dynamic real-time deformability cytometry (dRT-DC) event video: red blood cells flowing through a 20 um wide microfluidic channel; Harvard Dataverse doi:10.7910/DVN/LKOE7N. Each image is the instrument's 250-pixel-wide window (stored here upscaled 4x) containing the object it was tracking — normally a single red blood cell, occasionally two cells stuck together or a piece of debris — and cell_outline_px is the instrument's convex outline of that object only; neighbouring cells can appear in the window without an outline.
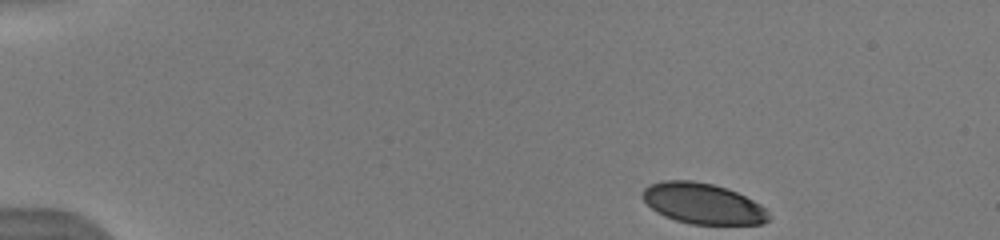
{"species": "human", "species_latin": "Homo sapiens", "temperature_condition": "warm", "stored_images_in_passage": 45, "camera_frame_rate_fps": 3000, "um_per_image_px": 0.085, "donor": {"sex": "male"}, "frame": {"image": 1, "passage_image": 1, "time_ms": 0.0, "image_size_px": [1000, 240], "cell_outline_px": [[768, 220], [764, 224], [692, 224], [676, 220], [664, 216], [656, 212], [640, 196], [640, 192], [644, 188], [652, 184], [664, 180], [692, 180], [712, 184], [728, 188], [760, 204], [768, 212]], "centroid_in_image_um": [59.71, 17.3], "position_along_channel_um": 25.3, "area_um2": 29.88}}
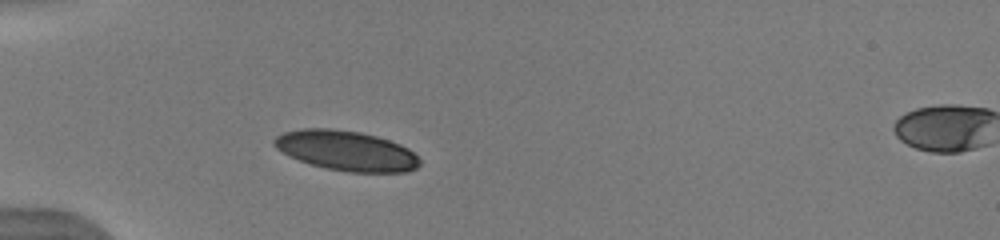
{"frame": {"image": 2, "passage_image": 10, "time_ms": 3.0, "image_size_px": [1000, 240], "cell_outline_px": [[420, 164], [416, 168], [404, 172], [348, 172], [328, 168], [312, 164], [300, 160], [276, 148], [272, 144], [272, 140], [276, 136], [284, 132], [300, 128], [332, 128], [360, 132], [376, 136], [400, 144], [408, 148], [420, 160]], "centroid_in_image_um": [29.43, 12.79], "position_along_channel_um": 55.6, "area_um2": 33.64}}
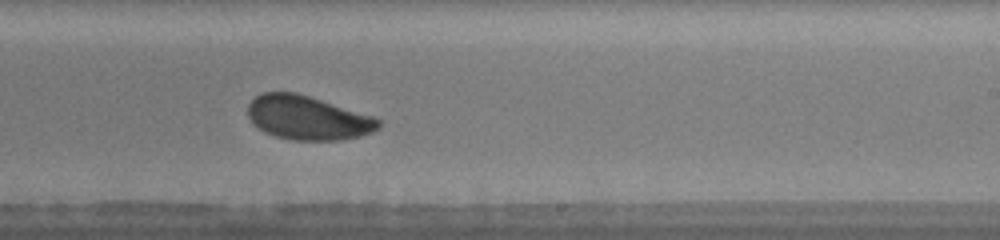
{"frame": {"image": 3, "passage_image": 27, "time_ms": 8.667, "image_size_px": [1000, 240], "cell_outline_px": [[380, 128], [372, 132], [360, 136], [340, 140], [292, 140], [276, 136], [264, 132], [252, 124], [248, 116], [248, 104], [256, 96], [264, 92], [296, 92], [376, 116], [380, 120]], "centroid_in_image_um": [26.17, 10.01], "position_along_channel_um": 262.8, "area_um2": 33.76}, "authors_computed_cell_mechanics": {"area_um2": 33.6396, "velocity_mm_per_s": 3.9381, "shape_relaxation_time_tau1_ms": 3.3368, "shape_relaxation_time_tau2_ms": 3.1136, "deformation_change_tau1": 0.1213, "deformation_change_tau2": 0.0745}}